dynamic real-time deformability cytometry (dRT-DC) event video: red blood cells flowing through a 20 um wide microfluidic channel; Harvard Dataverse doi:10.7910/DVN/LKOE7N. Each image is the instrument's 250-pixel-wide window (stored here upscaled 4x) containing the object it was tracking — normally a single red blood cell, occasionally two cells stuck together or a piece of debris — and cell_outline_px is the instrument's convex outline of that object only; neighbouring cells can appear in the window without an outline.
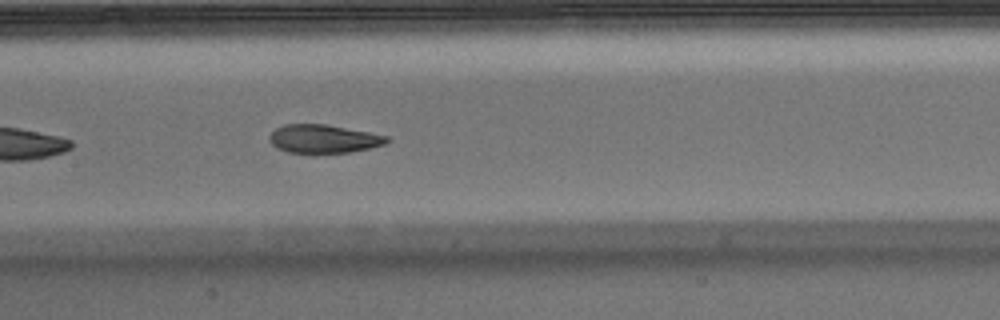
{"species": "Egyptian fruit bat (a non-hibernating species)", "species_latin": "Rousettus aegyptiacus", "temperature_condition": "warm", "stored_images_in_passage": 24, "camera_frame_rate_fps": 3000, "um_per_image_px": 0.085, "animal": {"sex": "male"}, "frame": {"image": 1, "passage_image": 11, "time_ms": 3.333, "image_size_px": [1000, 320], "cell_outline_px": [[392, 140], [384, 144], [368, 148], [348, 152], [288, 152], [276, 148], [268, 140], [268, 136], [276, 128], [284, 124], [324, 124], [368, 132], [388, 136]], "centroid_in_image_um": [27.47, 11.79], "position_along_channel_um": 179.9, "area_um2": 19.19}}